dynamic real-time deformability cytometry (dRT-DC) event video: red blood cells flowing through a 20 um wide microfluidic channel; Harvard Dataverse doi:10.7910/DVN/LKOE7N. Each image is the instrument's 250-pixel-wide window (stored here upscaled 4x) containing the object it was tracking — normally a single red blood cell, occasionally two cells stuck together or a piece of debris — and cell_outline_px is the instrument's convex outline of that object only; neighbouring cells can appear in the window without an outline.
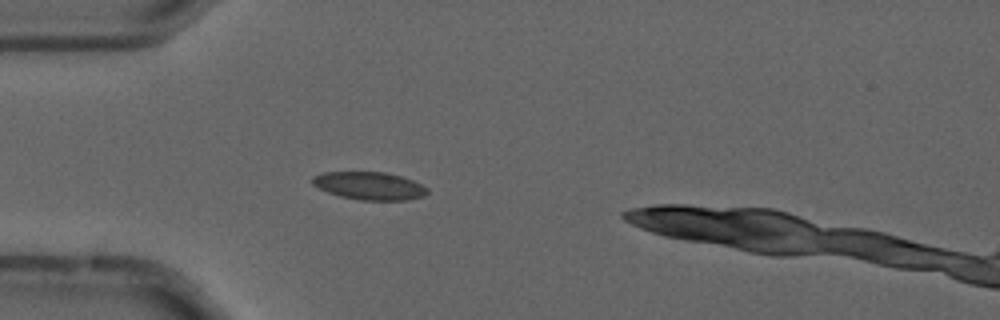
{"species": "common noctule bat (a hibernating species)", "species_latin": "Nyctalus noctula", "temperature_condition": "cold", "stored_images_in_passage": 43, "camera_frame_rate_fps": 3000, "um_per_image_px": 0.085, "animal": {"sex": "male", "forearm_length_mm": 52.5}, "frame": {"image": 1, "passage_image": 9, "time_ms": 2.667, "image_size_px": [1000, 320], "cell_outline_px": [[428, 192], [424, 196], [408, 200], [360, 200], [340, 196], [328, 192], [312, 184], [312, 176], [324, 172], [388, 172], [412, 180], [428, 188]], "centroid_in_image_um": [31.41, 15.79], "position_along_channel_um": 53.6, "area_um2": 18.61}}
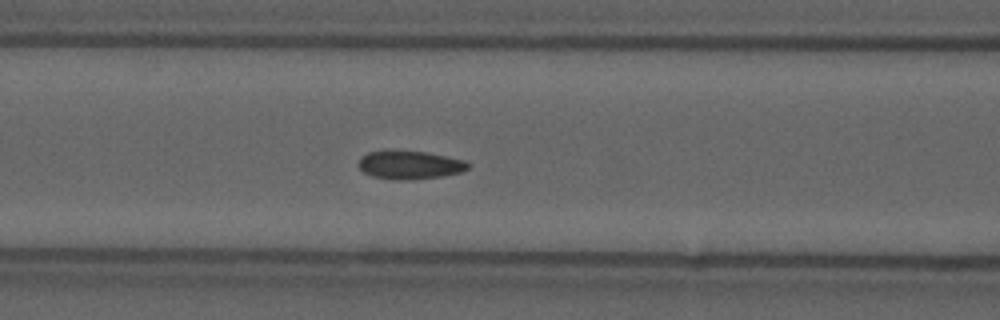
{"frame": {"image": 2, "passage_image": 16, "time_ms": 5.0, "image_size_px": [1000, 320], "cell_outline_px": [[472, 164], [468, 168], [460, 172], [444, 176], [408, 180], [396, 180], [372, 176], [364, 172], [356, 164], [360, 156], [368, 152], [428, 152], [464, 160]], "centroid_in_image_um": [34.84, 14.04], "position_along_channel_um": 131.8, "area_um2": 17.92}}
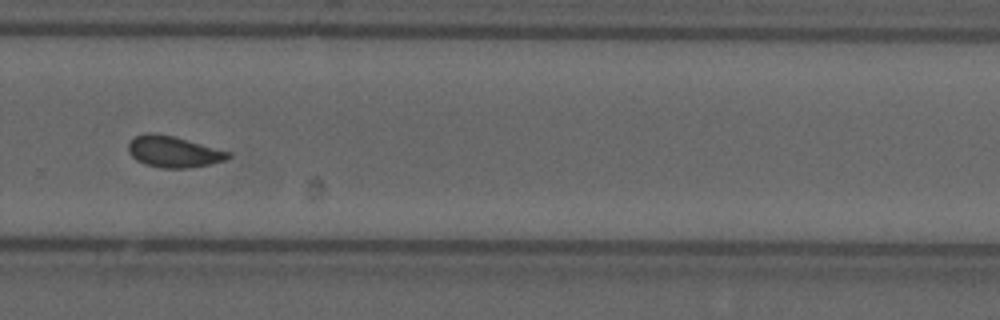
{"frame": {"image": 3, "passage_image": 31, "time_ms": 10.0, "image_size_px": [1000, 320], "cell_outline_px": [[232, 156], [224, 160], [208, 164], [188, 168], [160, 168], [144, 164], [136, 160], [128, 152], [128, 144], [136, 136], [148, 132], [152, 132], [172, 136], [232, 152]], "centroid_in_image_um": [14.73, 12.9], "position_along_channel_um": 315.1, "area_um2": 18.09}, "authors_computed_cell_mechanics": {"area_um2": 18.207, "velocity_mm_per_s": 3.6827, "shape_relaxation_time_tau1_ms": 5.3906, "shape_relaxation_time_tau2_ms": 1.9631, "deformation_change_tau1": 0.0914, "deformation_change_tau2": 0.0634}}